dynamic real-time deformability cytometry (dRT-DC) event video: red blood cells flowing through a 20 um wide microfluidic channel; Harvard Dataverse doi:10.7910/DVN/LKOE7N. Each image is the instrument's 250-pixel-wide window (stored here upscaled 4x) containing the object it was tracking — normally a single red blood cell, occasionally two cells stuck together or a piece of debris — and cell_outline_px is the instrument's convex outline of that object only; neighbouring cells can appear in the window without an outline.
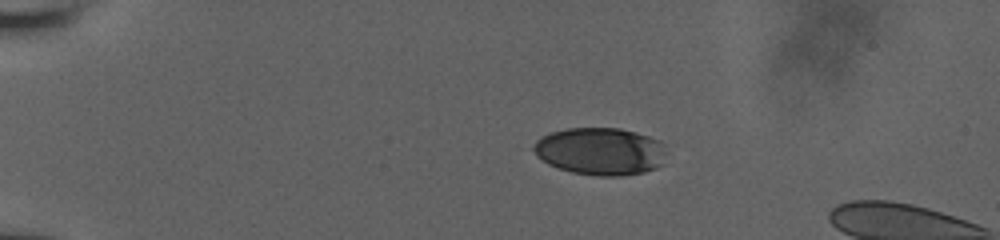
{"species": "human", "species_latin": "Homo sapiens", "temperature_condition": "room temperature", "stored_images_in_passage": 5, "camera_frame_rate_fps": 3000, "um_per_image_px": 0.085, "donor": {"sex": "male"}, "frame": {"image": 1, "passage_image": 2, "time_ms": 1.333, "image_size_px": [1000, 240], "cell_outline_px": [[668, 152], [664, 164], [656, 168], [644, 172], [620, 176], [600, 176], [572, 172], [548, 164], [536, 156], [532, 148], [536, 140], [540, 136], [552, 132], [568, 128], [620, 128], [636, 132], [660, 140], [664, 144]], "centroid_in_image_um": [51.07, 12.86], "position_along_channel_um": 33.9, "area_um2": 37.22}}